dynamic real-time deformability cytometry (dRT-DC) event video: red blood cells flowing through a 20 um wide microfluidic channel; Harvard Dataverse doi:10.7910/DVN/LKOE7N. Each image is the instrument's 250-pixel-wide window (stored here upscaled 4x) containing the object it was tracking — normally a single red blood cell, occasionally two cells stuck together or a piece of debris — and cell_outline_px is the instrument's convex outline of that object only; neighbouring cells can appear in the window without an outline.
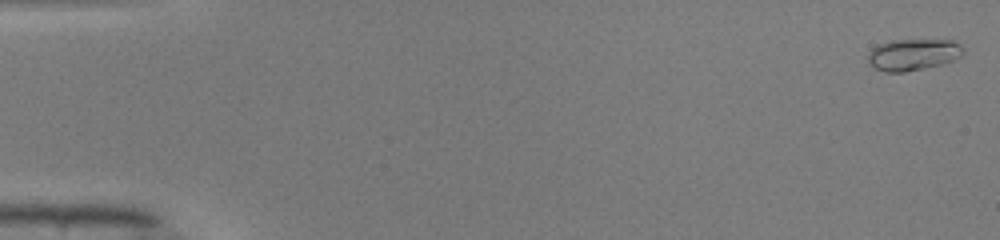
{"species": "common noctule bat (a hibernating species)", "species_latin": "Nyctalus noctula", "temperature_condition": "warm", "stored_images_in_passage": 50, "camera_frame_rate_fps": 3000, "um_per_image_px": 0.085, "animal": {"sex": "male", "body_mass_g": 19.0, "forearm_length_mm": 50.8}, "frame": {"image": 1, "passage_image": 1, "time_ms": 0.0, "image_size_px": [1000, 240], "cell_outline_px": [[964, 56], [956, 60], [924, 68], [904, 72], [884, 72], [872, 68], [868, 64], [868, 56], [872, 48], [880, 44], [892, 40], [952, 40], [964, 52]], "centroid_in_image_um": [77.58, 4.66], "position_along_channel_um": 7.4, "area_um2": 17.51}}
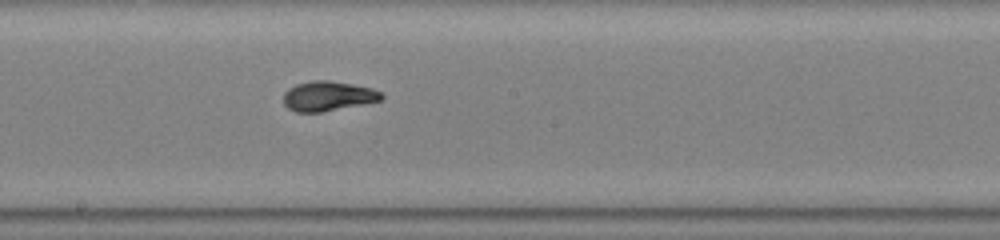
{"frame": {"image": 2, "passage_image": 28, "time_ms": 9.0, "image_size_px": [1000, 240], "cell_outline_px": [[384, 96], [380, 100], [320, 112], [296, 112], [288, 108], [284, 104], [284, 92], [288, 88], [296, 84], [312, 80], [328, 80], [352, 84], [372, 88], [380, 92]], "centroid_in_image_um": [27.83, 8.15], "position_along_channel_um": 220.4, "area_um2": 16.76}}
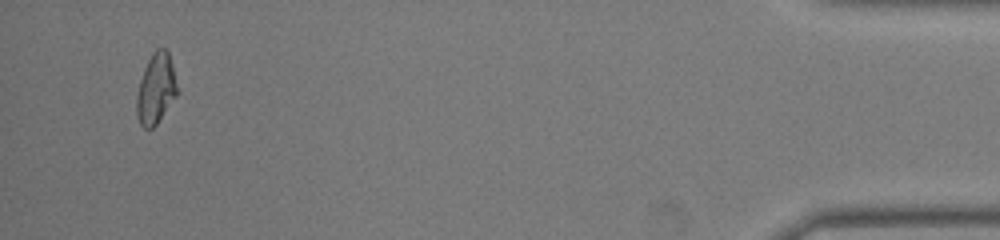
{"frame": {"image": 3, "passage_image": 48, "time_ms": 15.667, "image_size_px": [1000, 240], "cell_outline_px": [[176, 96], [156, 124], [152, 128], [144, 128], [140, 124], [136, 116], [136, 96], [140, 80], [144, 68], [152, 52], [156, 48], [164, 48], [168, 52], [172, 64], [176, 84]], "centroid_in_image_um": [13.22, 7.54], "position_along_channel_um": 422.0, "area_um2": 16.42}, "authors_computed_cell_mechanics": {"area_um2": 16.6464, "velocity_mm_per_s": 4.1403, "shape_relaxation_time_tau1_ms": 4.1965, "shape_relaxation_time_tau2_ms": null, "deformation_change_tau1": 0.205, "deformation_change_tau2": null}}